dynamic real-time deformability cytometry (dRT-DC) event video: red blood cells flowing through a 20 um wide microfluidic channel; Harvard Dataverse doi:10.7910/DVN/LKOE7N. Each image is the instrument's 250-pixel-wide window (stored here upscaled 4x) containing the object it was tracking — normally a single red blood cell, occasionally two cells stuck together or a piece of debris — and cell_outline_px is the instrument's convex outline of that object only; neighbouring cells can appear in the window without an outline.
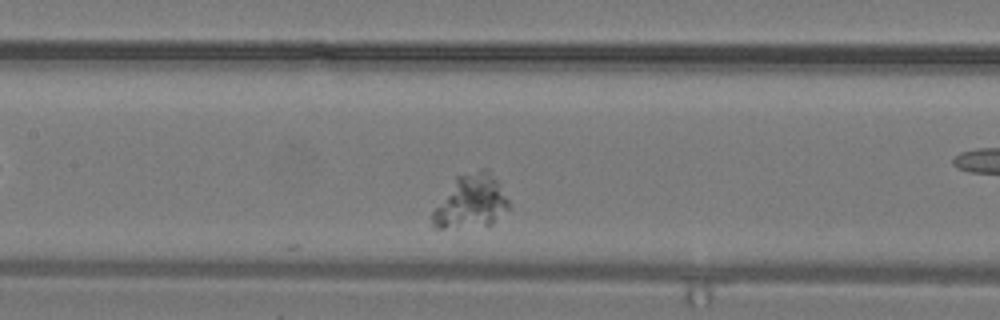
{"species": "common noctule bat (a hibernating species)", "species_latin": "Nyctalus noctula", "temperature_condition": "warm", "stored_images_in_passage": 6, "camera_frame_rate_fps": 3000, "um_per_image_px": 0.085, "animal": {"sex": "male", "body_mass_g": 19.2, "forearm_length_mm": 51.8}, "frame": {"image": 1, "passage_image": 6, "time_ms": 1.667, "image_size_px": [1000, 320], "cell_outline_px": [[512, 204], [492, 224], [444, 228], [432, 228], [432, 212], [456, 176], [480, 168], [488, 168]], "centroid_in_image_um": [40.03, 17.11], "position_along_channel_um": 167.4, "area_um2": 23.64}}